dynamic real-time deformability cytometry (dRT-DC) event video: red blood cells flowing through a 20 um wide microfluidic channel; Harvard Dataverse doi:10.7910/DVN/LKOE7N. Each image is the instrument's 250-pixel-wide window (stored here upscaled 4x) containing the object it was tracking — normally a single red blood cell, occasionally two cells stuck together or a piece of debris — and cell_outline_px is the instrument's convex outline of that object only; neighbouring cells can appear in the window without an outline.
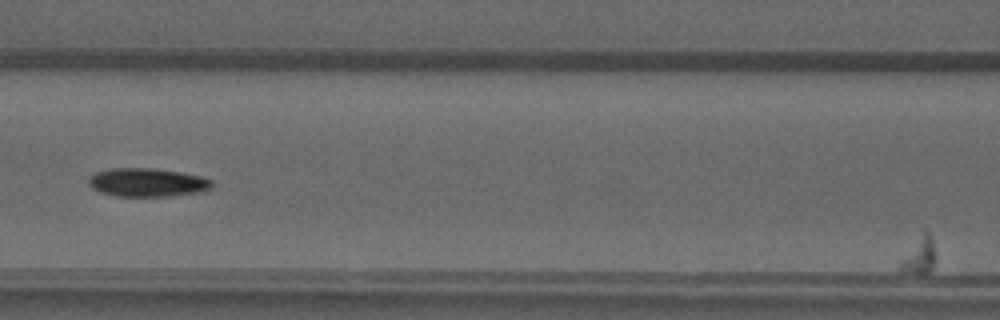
{"species": "common noctule bat (a hibernating species)", "species_latin": "Nyctalus noctula", "temperature_condition": "warm", "stored_images_in_passage": 20, "camera_frame_rate_fps": 3000, "um_per_image_px": 0.085, "animal": {"sex": "male", "forearm_length_mm": 52.5}, "frame": {"image": 1, "passage_image": 9, "time_ms": 2.667, "image_size_px": [1000, 320], "cell_outline_px": [[212, 188], [200, 192], [168, 196], [116, 196], [100, 192], [92, 188], [88, 184], [88, 176], [96, 172], [112, 168], [152, 168], [180, 172], [200, 176], [212, 180]], "centroid_in_image_um": [12.49, 15.5], "position_along_channel_um": 154.1, "area_um2": 20.52}}
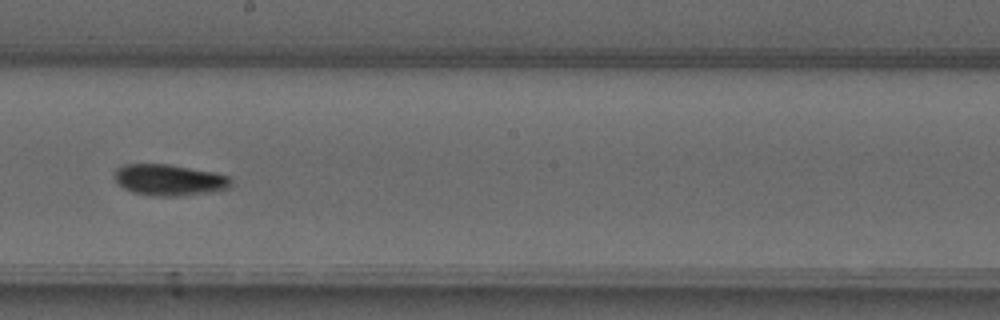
{"frame": {"image": 2, "passage_image": 15, "time_ms": 4.667, "image_size_px": [1000, 320], "cell_outline_px": [[232, 188], [216, 192], [180, 196], [152, 196], [132, 192], [124, 188], [112, 176], [116, 168], [120, 164], [168, 164], [216, 172], [228, 176], [232, 180]], "centroid_in_image_um": [14.42, 15.3], "position_along_channel_um": 233.8, "area_um2": 21.73}}
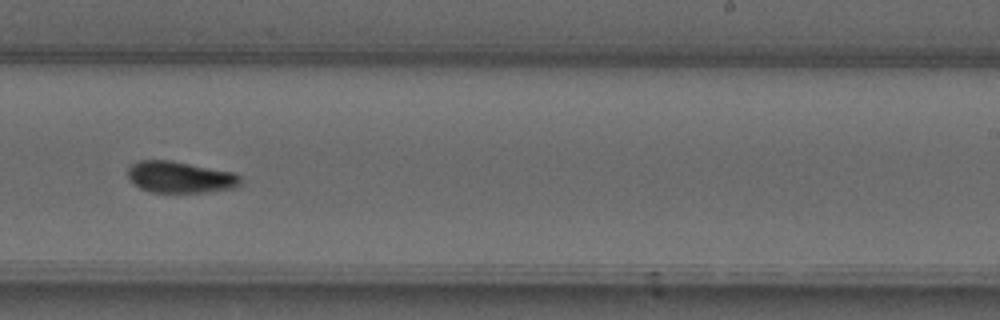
{"frame": {"image": 3, "passage_image": 18, "time_ms": 5.667, "image_size_px": [1000, 320], "cell_outline_px": [[244, 180], [236, 188], [208, 192], [148, 192], [140, 188], [128, 176], [128, 164], [136, 160], [172, 160], [236, 172]], "centroid_in_image_um": [15.35, 15.04], "position_along_channel_um": 273.6, "area_um2": 21.15}}